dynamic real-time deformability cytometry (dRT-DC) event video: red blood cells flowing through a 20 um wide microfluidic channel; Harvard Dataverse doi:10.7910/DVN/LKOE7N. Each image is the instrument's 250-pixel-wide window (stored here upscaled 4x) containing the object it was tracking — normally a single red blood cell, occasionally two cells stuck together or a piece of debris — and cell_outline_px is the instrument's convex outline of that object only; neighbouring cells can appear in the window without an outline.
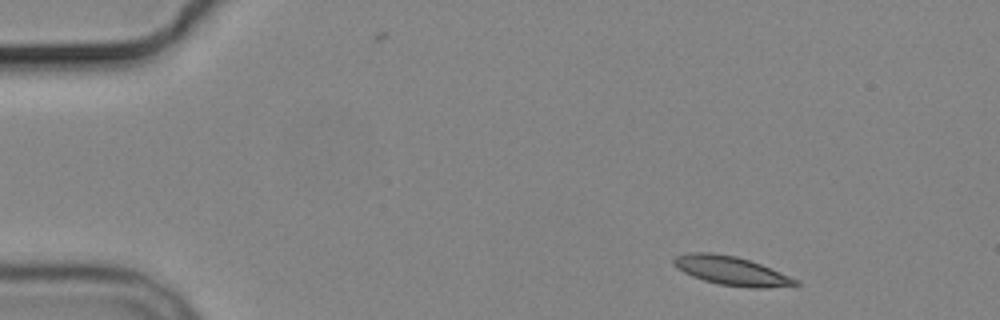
{"species": "common noctule bat (a hibernating species)", "species_latin": "Nyctalus noctula", "temperature_condition": "cold", "stored_images_in_passage": 4, "camera_frame_rate_fps": 3000, "um_per_image_px": 0.085, "animal": {"sex": "male", "body_mass_g": 19.2, "forearm_length_mm": 51.8}, "frame": {"image": 1, "passage_image": 1, "time_ms": 0.0, "image_size_px": [1000, 320], "cell_outline_px": [[800, 284], [764, 288], [752, 288], [720, 284], [704, 280], [692, 276], [676, 268], [672, 264], [672, 260], [676, 256], [688, 252], [712, 252], [736, 256], [760, 264], [780, 272], [796, 280]], "centroid_in_image_um": [62.08, 23.0], "position_along_channel_um": 22.9, "area_um2": 20.23}}